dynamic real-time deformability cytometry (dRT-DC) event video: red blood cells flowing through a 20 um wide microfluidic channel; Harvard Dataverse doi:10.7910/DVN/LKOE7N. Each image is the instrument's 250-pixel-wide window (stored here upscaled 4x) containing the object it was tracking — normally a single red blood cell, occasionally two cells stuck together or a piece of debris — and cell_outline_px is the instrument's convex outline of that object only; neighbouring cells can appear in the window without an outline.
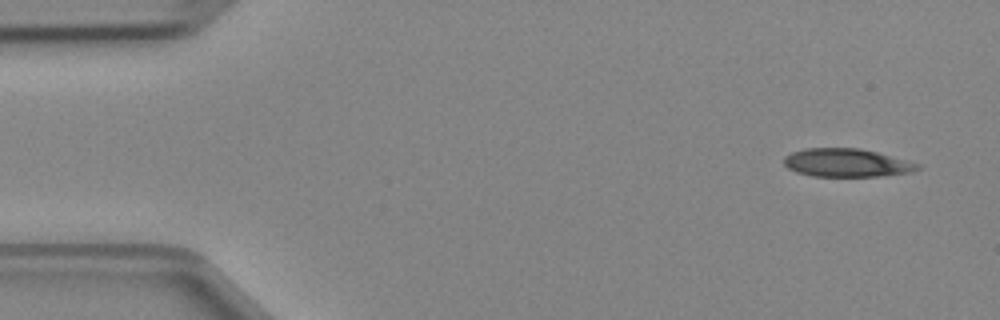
{"species": "Egyptian fruit bat (a non-hibernating species)", "species_latin": "Rousettus aegyptiacus", "temperature_condition": "cold", "stored_images_in_passage": 4, "camera_frame_rate_fps": 3000, "um_per_image_px": 0.085, "animal": {"sex": "female"}, "frame": {"image": 1, "passage_image": 1, "time_ms": 0.0, "image_size_px": [1000, 320], "cell_outline_px": [[920, 168], [912, 172], [880, 176], [812, 176], [796, 172], [788, 168], [784, 164], [784, 156], [792, 152], [804, 148], [860, 148], [908, 160], [920, 164]], "centroid_in_image_um": [71.96, 13.83], "position_along_channel_um": 13.0, "area_um2": 22.02}}
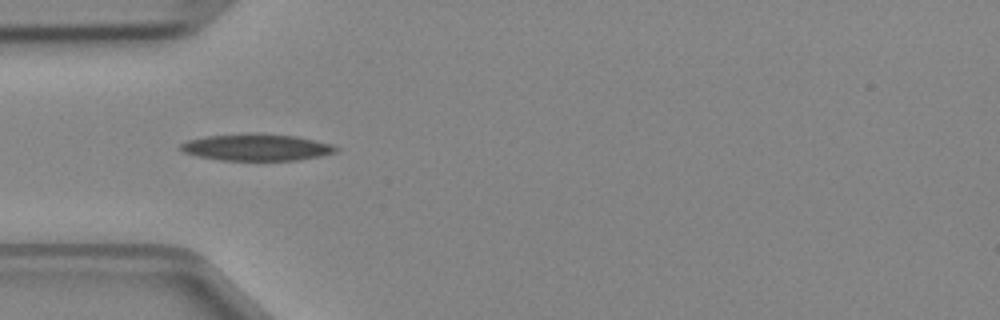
{"frame": {"image": 2, "passage_image": 4, "time_ms": 1.0, "image_size_px": [1000, 320], "cell_outline_px": [[340, 148], [336, 152], [320, 156], [296, 160], [220, 160], [196, 156], [184, 152], [180, 148], [180, 144], [188, 140], [208, 136], [256, 132], [296, 136], [332, 144]], "centroid_in_image_um": [21.82, 12.51], "position_along_channel_um": 63.2, "area_um2": 24.28}}